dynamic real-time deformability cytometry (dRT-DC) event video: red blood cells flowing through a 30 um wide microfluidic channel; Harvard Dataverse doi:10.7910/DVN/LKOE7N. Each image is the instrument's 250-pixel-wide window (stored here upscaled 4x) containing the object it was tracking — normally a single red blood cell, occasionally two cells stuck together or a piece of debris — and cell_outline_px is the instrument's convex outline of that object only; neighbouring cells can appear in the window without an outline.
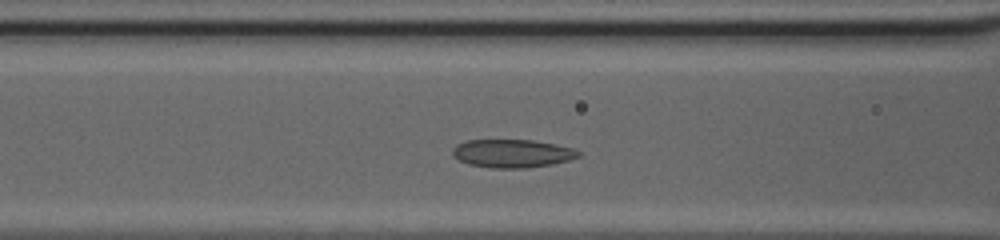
{"species": "common noctule bat (a hibernating species)", "species_latin": "Nyctalus noctula", "temperature_condition": "cold", "stored_images_in_passage": 30, "camera_frame_rate_fps": 3000, "um_per_image_px": 0.085, "animal": {"sex": "female", "body_mass_g": 20.0, "forearm_length_mm": 54.0}, "frame": {"image": 1, "passage_image": 10, "time_ms": 3.0, "image_size_px": [1000, 240], "cell_outline_px": [[580, 156], [568, 160], [552, 164], [524, 168], [492, 168], [468, 164], [452, 156], [452, 148], [456, 144], [468, 140], [532, 140], [556, 144], [572, 148], [580, 152]], "centroid_in_image_um": [43.51, 13.04], "position_along_channel_um": 123.1, "area_um2": 20.69}}
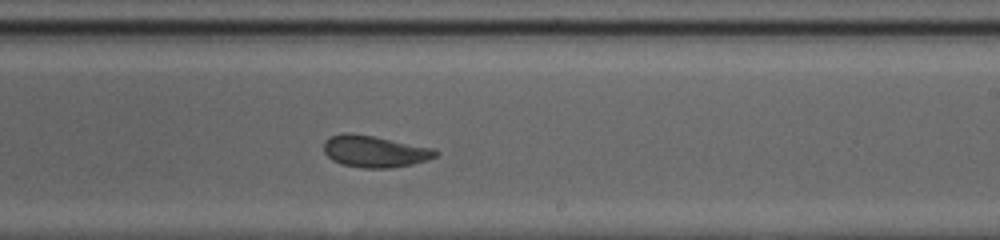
{"frame": {"image": 2, "passage_image": 20, "time_ms": 6.333, "image_size_px": [1000, 240], "cell_outline_px": [[440, 152], [436, 156], [428, 160], [412, 164], [392, 168], [360, 168], [344, 164], [332, 160], [324, 152], [324, 140], [328, 136], [340, 132], [352, 132], [432, 148]], "centroid_in_image_um": [31.8, 12.86], "position_along_channel_um": 257.2, "area_um2": 20.75}}
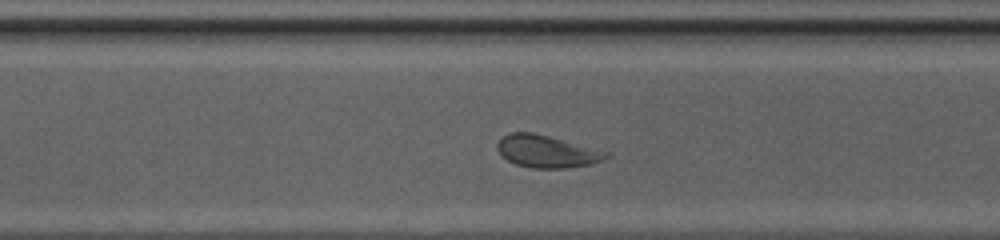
{"frame": {"image": 3, "passage_image": 25, "time_ms": 8.0, "image_size_px": [1000, 240], "cell_outline_px": [[612, 156], [604, 160], [592, 164], [568, 168], [532, 168], [516, 164], [508, 160], [496, 148], [496, 144], [508, 132], [532, 132], [548, 136], [608, 152]], "centroid_in_image_um": [46.49, 12.88], "position_along_channel_um": 324.1, "area_um2": 20.35}, "authors_computed_cell_mechanics": {"area_um2": 20.8369, "velocity_mm_per_s": 4.0326, "shape_relaxation_time_tau1_ms": 10.6061, "shape_relaxation_time_tau2_ms": 1.5057, "deformation_change_tau1": 0.2142, "deformation_change_tau2": 0.0652}}